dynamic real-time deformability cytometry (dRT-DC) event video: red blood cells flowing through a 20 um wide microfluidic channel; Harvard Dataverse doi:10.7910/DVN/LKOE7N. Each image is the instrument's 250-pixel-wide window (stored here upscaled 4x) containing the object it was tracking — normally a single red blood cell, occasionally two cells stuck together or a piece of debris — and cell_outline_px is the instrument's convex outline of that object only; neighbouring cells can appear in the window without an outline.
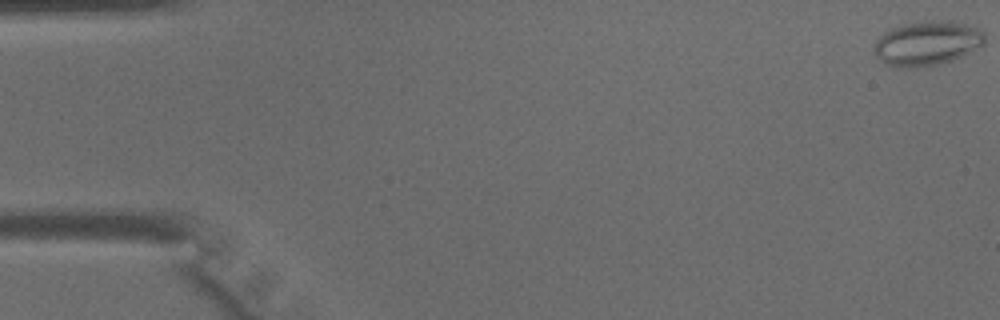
{"species": "common noctule bat (a hibernating species)", "species_latin": "Nyctalus noctula", "temperature_condition": "warm", "stored_images_in_passage": 14, "camera_frame_rate_fps": 3000, "um_per_image_px": 0.085, "animal": {"sex": "male", "body_mass_g": 15.6}, "frame": {"image": 1, "passage_image": 1, "time_ms": 0.0, "image_size_px": [1000, 320], "cell_outline_px": [[984, 44], [952, 60], [936, 64], [908, 68], [900, 68], [888, 64], [880, 60], [876, 56], [876, 40], [884, 32], [892, 28], [904, 24], [932, 20], [948, 20], [980, 28], [984, 32]], "centroid_in_image_um": [78.81, 3.66], "position_along_channel_um": 6.2, "area_um2": 28.21}}